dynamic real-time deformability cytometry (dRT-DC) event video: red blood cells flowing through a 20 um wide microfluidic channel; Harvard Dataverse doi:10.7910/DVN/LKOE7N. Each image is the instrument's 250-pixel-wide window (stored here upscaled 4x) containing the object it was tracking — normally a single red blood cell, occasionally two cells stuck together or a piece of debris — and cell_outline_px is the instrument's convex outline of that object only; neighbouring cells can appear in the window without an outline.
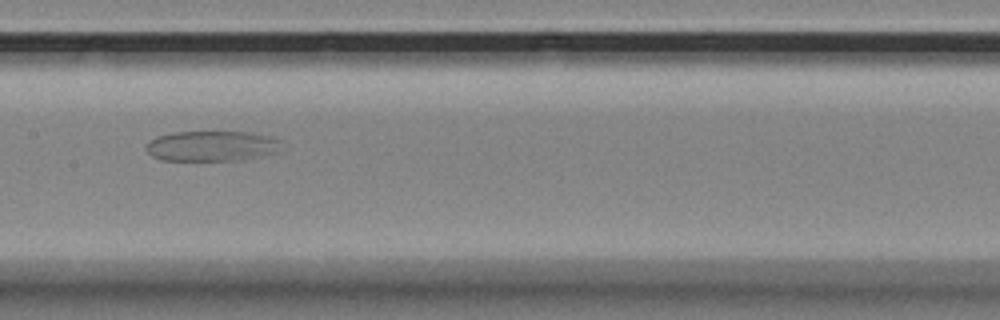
{"species": "Egyptian fruit bat (a non-hibernating species)", "species_latin": "Rousettus aegyptiacus", "temperature_condition": "room temperature", "stored_images_in_passage": 9, "camera_frame_rate_fps": 3000, "um_per_image_px": 0.085, "animal": {"sex": "female"}, "frame": {"image": 1, "passage_image": 9, "time_ms": 2.667, "image_size_px": [1000, 320], "cell_outline_px": [[280, 140], [276, 152], [260, 156], [240, 160], [160, 160], [152, 156], [144, 148], [144, 144], [148, 140], [156, 136], [176, 132], [252, 132], [272, 136]], "centroid_in_image_um": [17.93, 12.4], "position_along_channel_um": 189.5, "area_um2": 23.99}}